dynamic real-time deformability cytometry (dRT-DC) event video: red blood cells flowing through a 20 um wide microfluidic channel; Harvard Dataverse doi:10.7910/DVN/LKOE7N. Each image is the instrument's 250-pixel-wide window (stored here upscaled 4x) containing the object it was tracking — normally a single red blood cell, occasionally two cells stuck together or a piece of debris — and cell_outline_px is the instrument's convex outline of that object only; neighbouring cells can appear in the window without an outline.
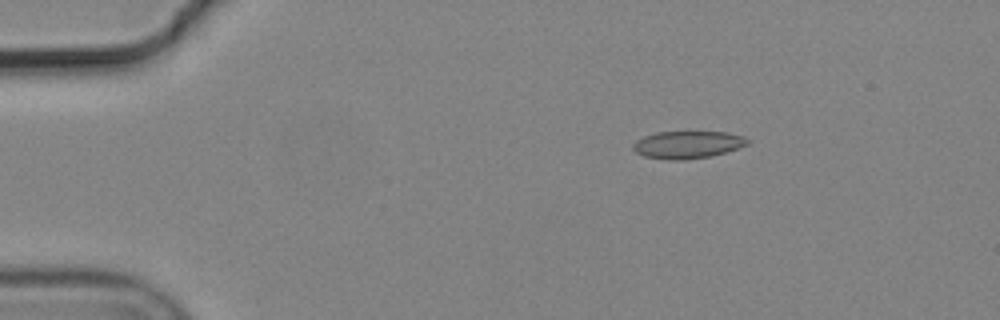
{"species": "common noctule bat (a hibernating species)", "species_latin": "Nyctalus noctula", "temperature_condition": "cold", "stored_images_in_passage": 5, "camera_frame_rate_fps": 3000, "um_per_image_px": 0.085, "animal": {"sex": "male", "body_mass_g": 19.2, "forearm_length_mm": 51.8}, "frame": {"image": 1, "passage_image": 2, "time_ms": 0.333, "image_size_px": [1000, 320], "cell_outline_px": [[748, 144], [712, 156], [684, 160], [672, 160], [644, 156], [636, 152], [632, 148], [632, 144], [636, 140], [644, 136], [656, 132], [728, 132], [744, 136], [748, 140]], "centroid_in_image_um": [58.42, 12.29], "position_along_channel_um": 26.6, "area_um2": 18.21}}